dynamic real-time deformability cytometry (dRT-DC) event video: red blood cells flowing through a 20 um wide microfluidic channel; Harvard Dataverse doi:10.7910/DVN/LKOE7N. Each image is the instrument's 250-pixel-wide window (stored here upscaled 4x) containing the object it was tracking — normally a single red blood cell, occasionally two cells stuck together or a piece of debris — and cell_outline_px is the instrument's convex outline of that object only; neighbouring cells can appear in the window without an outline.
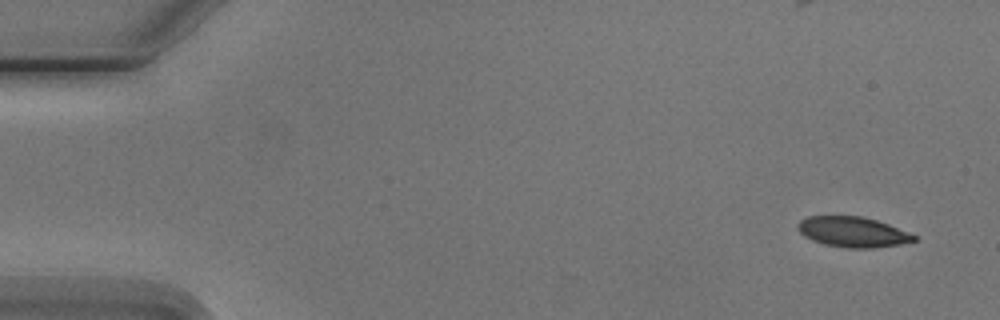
{"species": "Egyptian fruit bat (a non-hibernating species)", "species_latin": "Rousettus aegyptiacus", "temperature_condition": "cold", "stored_images_in_passage": 6, "camera_frame_rate_fps": 3000, "um_per_image_px": 0.085, "animal": {"sex": "male"}, "frame": {"image": 1, "passage_image": 1, "time_ms": 0.0, "image_size_px": [1000, 320], "cell_outline_px": [[916, 240], [900, 244], [872, 248], [848, 248], [824, 244], [812, 240], [804, 236], [796, 228], [796, 224], [800, 220], [808, 216], [860, 216], [876, 220], [888, 224], [916, 236]], "centroid_in_image_um": [72.43, 19.71], "position_along_channel_um": 12.6, "area_um2": 20.4}}
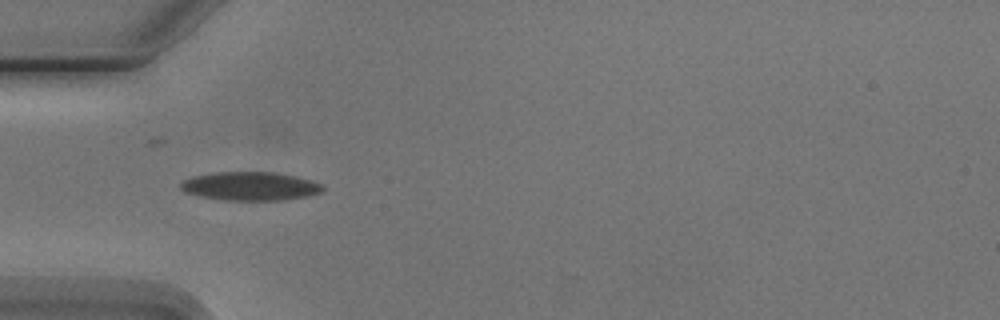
{"frame": {"image": 2, "passage_image": 5, "time_ms": 4.667, "image_size_px": [1000, 320], "cell_outline_px": [[324, 188], [320, 192], [308, 196], [284, 200], [224, 200], [200, 196], [184, 192], [180, 188], [180, 184], [184, 180], [192, 176], [216, 172], [272, 172], [292, 176], [308, 180], [320, 184]], "centroid_in_image_um": [21.21, 15.83], "position_along_channel_um": 63.8, "area_um2": 23.41}}
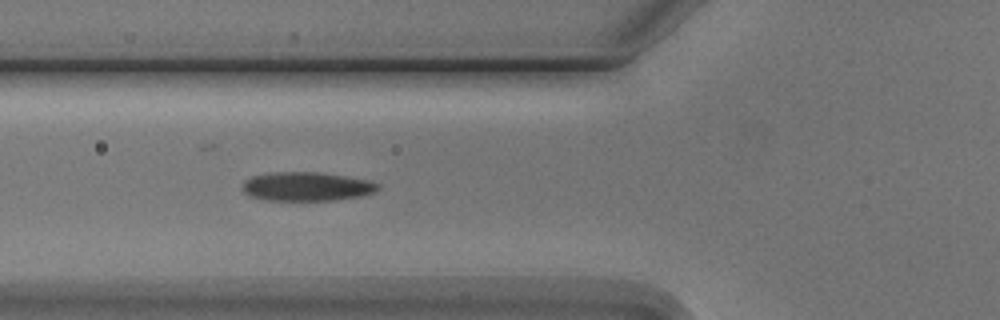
{"frame": {"image": 3, "passage_image": 6, "time_ms": 5.667, "image_size_px": [1000, 320], "cell_outline_px": [[380, 188], [372, 192], [360, 196], [332, 200], [264, 200], [248, 196], [240, 188], [240, 184], [244, 180], [252, 176], [272, 172], [320, 172], [368, 180], [380, 184]], "centroid_in_image_um": [25.99, 15.85], "position_along_channel_um": 99.8, "area_um2": 22.95}}